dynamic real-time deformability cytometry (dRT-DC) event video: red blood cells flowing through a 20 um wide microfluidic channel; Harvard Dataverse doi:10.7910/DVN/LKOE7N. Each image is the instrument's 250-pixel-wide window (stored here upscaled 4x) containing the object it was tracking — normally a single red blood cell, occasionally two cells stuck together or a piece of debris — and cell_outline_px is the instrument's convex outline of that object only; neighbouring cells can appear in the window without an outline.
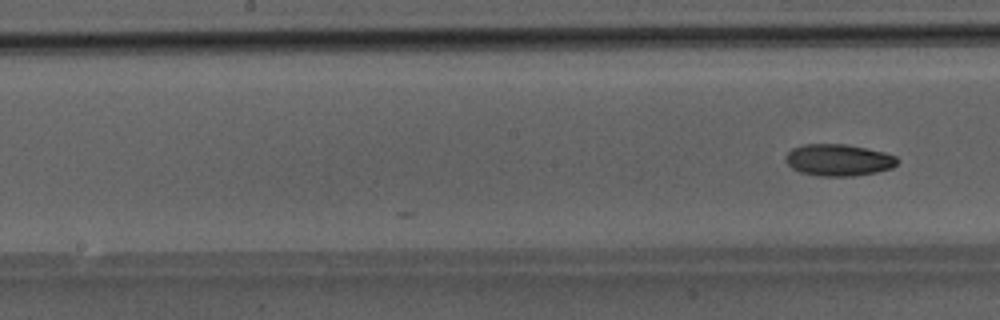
{"species": "Egyptian fruit bat (a non-hibernating species)", "species_latin": "Rousettus aegyptiacus", "temperature_condition": "room temperature", "stored_images_in_passage": 9, "camera_frame_rate_fps": 3000, "um_per_image_px": 0.085, "animal": {"sex": "male"}, "frame": {"image": 1, "passage_image": 9, "time_ms": 2.667, "image_size_px": [1000, 320], "cell_outline_px": [[900, 160], [892, 168], [876, 172], [852, 176], [820, 176], [800, 172], [792, 168], [784, 160], [784, 156], [792, 148], [804, 144], [844, 144], [884, 152], [896, 156]], "centroid_in_image_um": [71.25, 13.6], "position_along_channel_um": 176.9, "area_um2": 20.69}}